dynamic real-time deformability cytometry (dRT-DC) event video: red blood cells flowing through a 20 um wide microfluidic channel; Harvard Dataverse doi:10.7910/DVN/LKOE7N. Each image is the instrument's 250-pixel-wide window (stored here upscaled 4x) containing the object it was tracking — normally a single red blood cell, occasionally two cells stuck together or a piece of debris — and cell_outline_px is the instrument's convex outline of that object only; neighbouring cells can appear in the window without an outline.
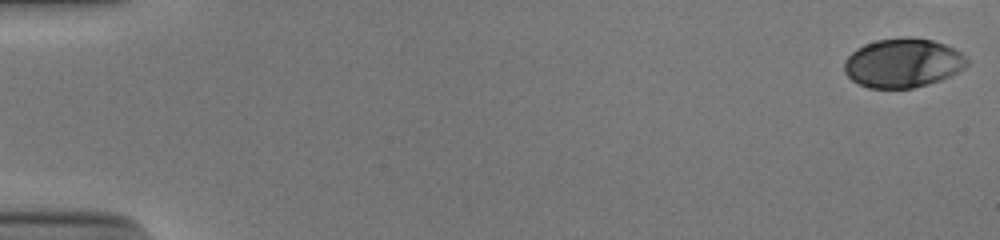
{"species": "human", "species_latin": "Homo sapiens", "temperature_condition": "cold", "stored_images_in_passage": 44, "camera_frame_rate_fps": 3000, "um_per_image_px": 0.085, "donor": {"sex": "male"}, "frame": {"image": 1, "passage_image": 1, "time_ms": 0.0, "image_size_px": [1000, 240], "cell_outline_px": [[968, 64], [964, 68], [940, 80], [928, 84], [912, 88], [868, 88], [852, 80], [844, 72], [844, 60], [856, 48], [864, 44], [876, 40], [904, 36], [908, 36], [932, 40], [944, 44], [968, 56]], "centroid_in_image_um": [76.73, 5.34], "position_along_channel_um": 8.3, "area_um2": 35.26}}
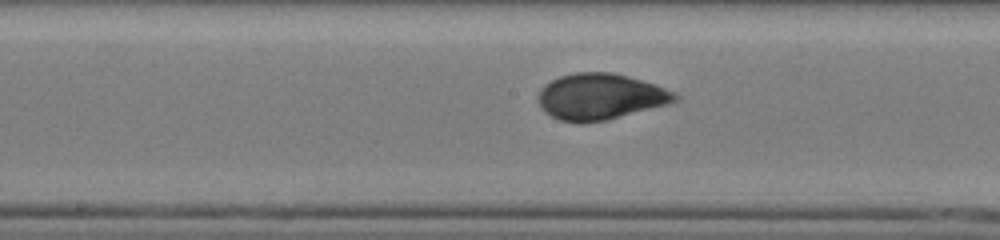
{"frame": {"image": 2, "passage_image": 29, "time_ms": 9.333, "image_size_px": [1000, 240], "cell_outline_px": [[680, 100], [668, 104], [608, 120], [584, 124], [580, 124], [560, 120], [544, 112], [540, 104], [540, 88], [544, 84], [560, 76], [576, 72], [612, 72], [628, 76], [676, 92], [680, 96]], "centroid_in_image_um": [51.04, 8.23], "position_along_channel_um": 197.2, "area_um2": 36.88}}
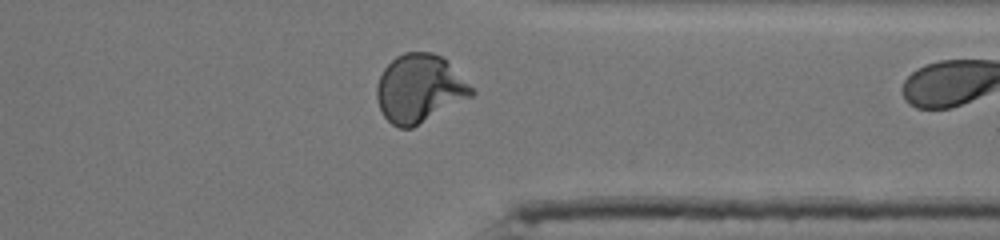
{"frame": {"image": 3, "passage_image": 43, "time_ms": 14.0, "image_size_px": [1000, 240], "cell_outline_px": [[476, 92], [472, 96], [412, 128], [400, 128], [392, 124], [384, 116], [380, 108], [376, 96], [376, 84], [384, 68], [396, 56], [404, 52], [432, 52], [440, 56]], "centroid_in_image_um": [35.61, 7.54], "position_along_channel_um": 375.8, "area_um2": 36.99}}